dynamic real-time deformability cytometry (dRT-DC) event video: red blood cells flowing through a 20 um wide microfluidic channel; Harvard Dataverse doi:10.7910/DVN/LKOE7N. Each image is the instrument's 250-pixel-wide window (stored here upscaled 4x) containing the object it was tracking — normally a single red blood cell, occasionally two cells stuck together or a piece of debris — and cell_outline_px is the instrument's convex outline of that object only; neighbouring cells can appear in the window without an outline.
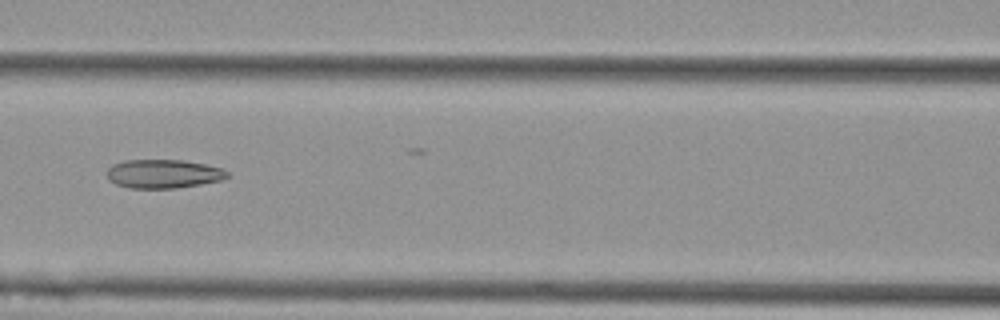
{"species": "Egyptian fruit bat (a non-hibernating species)", "species_latin": "Rousettus aegyptiacus", "temperature_condition": "cold", "stored_images_in_passage": 6, "camera_frame_rate_fps": 3000, "um_per_image_px": 0.085, "animal": {"sex": "female"}, "frame": {"image": 1, "passage_image": 3, "time_ms": 0.667, "image_size_px": [1000, 320], "cell_outline_px": [[228, 176], [220, 180], [200, 184], [176, 188], [128, 188], [116, 184], [108, 180], [104, 172], [112, 164], [124, 160], [184, 160], [204, 164], [220, 168], [228, 172]], "centroid_in_image_um": [13.8, 14.77], "position_along_channel_um": 152.8, "area_um2": 20.23}}
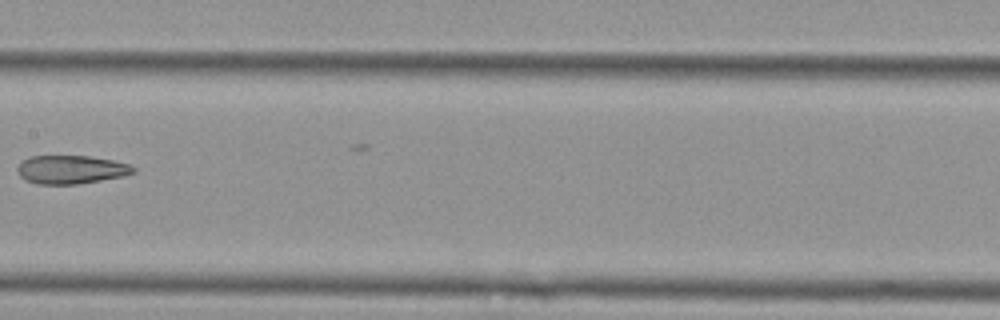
{"frame": {"image": 2, "passage_image": 4, "time_ms": 1.0, "image_size_px": [1000, 320], "cell_outline_px": [[136, 172], [124, 176], [76, 184], [36, 184], [24, 180], [20, 176], [16, 168], [28, 156], [88, 156], [112, 160], [132, 164], [136, 168]], "centroid_in_image_um": [6.06, 14.41], "position_along_channel_um": 201.3, "area_um2": 19.31}}
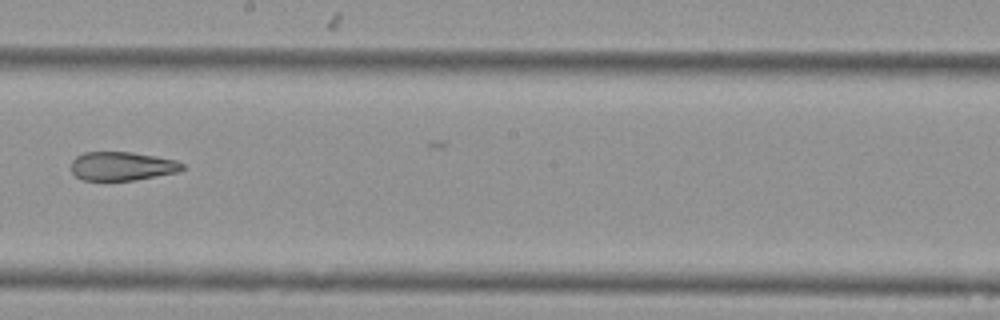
{"frame": {"image": 3, "passage_image": 5, "time_ms": 1.333, "image_size_px": [1000, 320], "cell_outline_px": [[184, 168], [180, 172], [136, 180], [84, 180], [76, 176], [72, 172], [72, 160], [76, 156], [84, 152], [132, 152], [156, 156], [176, 160], [184, 164]], "centroid_in_image_um": [10.41, 14.12], "position_along_channel_um": 237.8, "area_um2": 18.73}}